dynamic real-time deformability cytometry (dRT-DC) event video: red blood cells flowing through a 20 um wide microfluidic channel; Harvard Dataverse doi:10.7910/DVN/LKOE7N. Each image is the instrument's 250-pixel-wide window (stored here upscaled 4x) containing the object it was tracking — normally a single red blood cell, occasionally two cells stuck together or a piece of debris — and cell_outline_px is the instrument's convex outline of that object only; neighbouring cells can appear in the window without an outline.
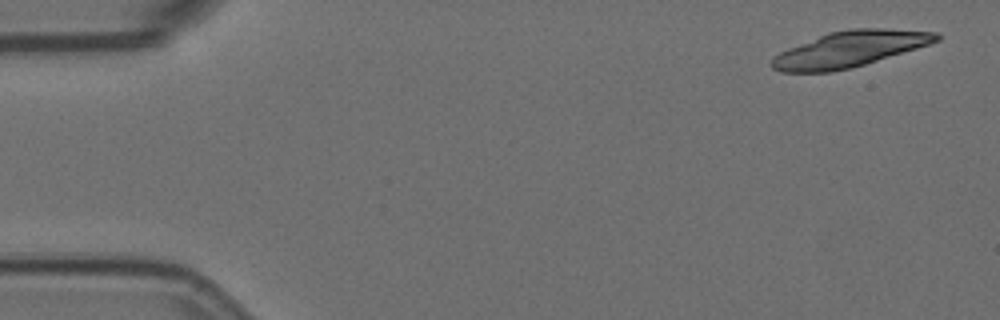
{"species": "Egyptian fruit bat (a non-hibernating species)", "species_latin": "Rousettus aegyptiacus", "temperature_condition": "room temperature", "stored_images_in_passage": 6, "camera_frame_rate_fps": 3000, "um_per_image_px": 0.085, "animal": {"sex": "female"}, "frame": {"image": 1, "passage_image": 1, "time_ms": 0.0, "image_size_px": [1000, 320], "cell_outline_px": [[940, 40], [916, 48], [864, 64], [832, 72], [780, 72], [772, 68], [768, 64], [772, 56], [788, 48], [828, 32], [852, 28], [880, 28], [940, 32]], "centroid_in_image_um": [72.16, 4.17], "position_along_channel_um": 12.8, "area_um2": 34.22}}